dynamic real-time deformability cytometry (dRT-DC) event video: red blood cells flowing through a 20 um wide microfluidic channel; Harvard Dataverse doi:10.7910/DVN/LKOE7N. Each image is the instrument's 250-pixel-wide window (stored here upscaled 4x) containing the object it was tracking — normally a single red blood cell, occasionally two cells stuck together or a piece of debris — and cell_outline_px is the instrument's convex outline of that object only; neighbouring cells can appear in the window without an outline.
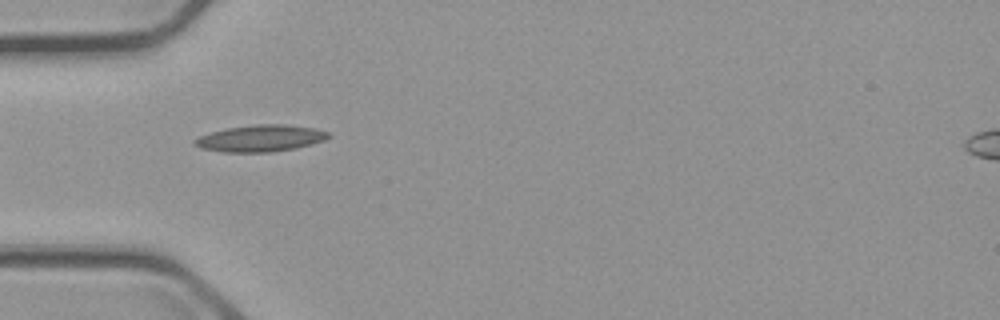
{"species": "common noctule bat (a hibernating species)", "species_latin": "Nyctalus noctula", "temperature_condition": "cold", "stored_images_in_passage": 4, "camera_frame_rate_fps": 3000, "um_per_image_px": 0.085, "animal": {"sex": "male", "body_mass_g": 23.1, "forearm_length_mm": 52.7}, "frame": {"image": 1, "passage_image": 3, "time_ms": 2.333, "image_size_px": [1000, 320], "cell_outline_px": [[332, 136], [324, 140], [296, 148], [272, 152], [224, 152], [200, 148], [192, 144], [192, 140], [200, 136], [212, 132], [228, 128], [256, 124], [284, 124], [312, 128], [328, 132]], "centroid_in_image_um": [22.12, 11.76], "position_along_channel_um": 62.9, "area_um2": 20.69}}
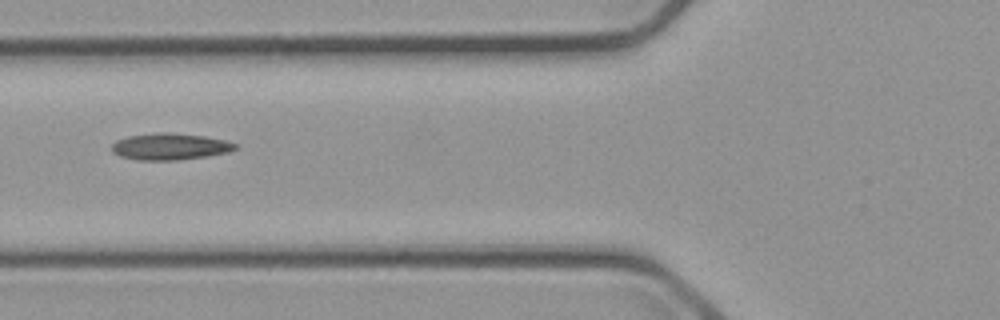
{"frame": {"image": 2, "passage_image": 4, "time_ms": 3.667, "image_size_px": [1000, 320], "cell_outline_px": [[240, 148], [228, 152], [208, 156], [176, 160], [136, 160], [120, 156], [112, 152], [112, 144], [116, 140], [128, 136], [160, 132], [168, 132], [204, 136], [224, 140], [236, 144]], "centroid_in_image_um": [14.45, 12.46], "position_along_channel_um": 111.4, "area_um2": 19.19}}